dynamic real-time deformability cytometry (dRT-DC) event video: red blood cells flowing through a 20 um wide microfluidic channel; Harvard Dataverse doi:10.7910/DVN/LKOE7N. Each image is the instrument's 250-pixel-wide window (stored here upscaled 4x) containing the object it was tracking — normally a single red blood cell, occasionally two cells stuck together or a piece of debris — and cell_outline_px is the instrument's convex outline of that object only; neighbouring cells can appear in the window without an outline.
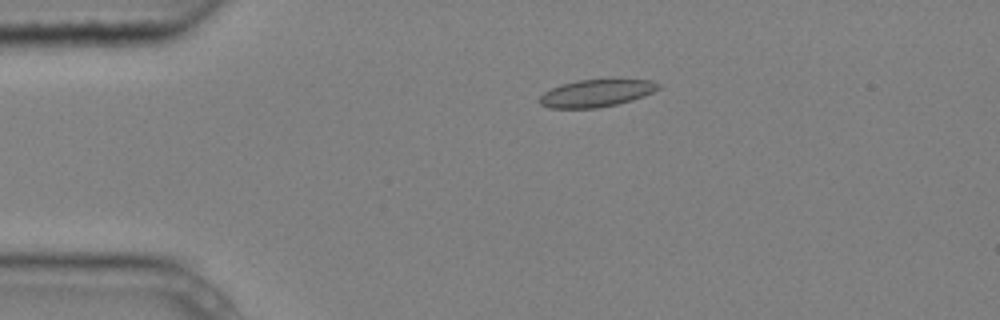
{"species": "common noctule bat (a hibernating species)", "species_latin": "Nyctalus noctula", "temperature_condition": "cold", "stored_images_in_passage": 4, "camera_frame_rate_fps": 3000, "um_per_image_px": 0.085, "animal": {"sex": "male", "body_mass_g": 20.4}, "frame": {"image": 1, "passage_image": 3, "time_ms": 0.667, "image_size_px": [1000, 320], "cell_outline_px": [[660, 88], [644, 96], [632, 100], [616, 104], [596, 108], [548, 108], [540, 104], [536, 100], [544, 92], [560, 84], [576, 80], [612, 76], [652, 80], [660, 84]], "centroid_in_image_um": [50.72, 7.86], "position_along_channel_um": 34.3, "area_um2": 20.0}}